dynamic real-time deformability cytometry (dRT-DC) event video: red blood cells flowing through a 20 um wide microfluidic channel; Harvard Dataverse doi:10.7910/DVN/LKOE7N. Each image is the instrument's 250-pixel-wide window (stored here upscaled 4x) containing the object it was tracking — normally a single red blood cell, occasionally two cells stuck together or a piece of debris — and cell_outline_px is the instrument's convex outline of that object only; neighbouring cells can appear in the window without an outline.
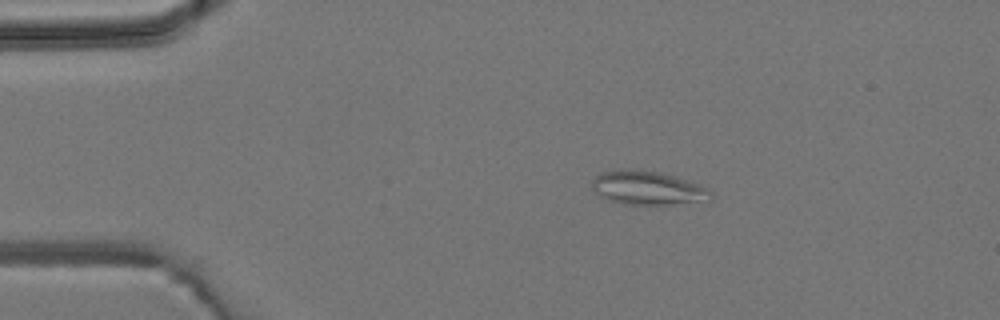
{"species": "common noctule bat (a hibernating species)", "species_latin": "Nyctalus noctula", "temperature_condition": "room temperature", "stored_images_in_passage": 4, "camera_frame_rate_fps": 3000, "um_per_image_px": 0.085, "animal": {"sex": "male", "body_mass_g": 19.2, "forearm_length_mm": 51.8}, "frame": {"image": 1, "passage_image": 1, "time_ms": 0.0, "image_size_px": [1000, 320], "cell_outline_px": [[712, 200], [672, 204], [624, 204], [608, 200], [600, 196], [592, 188], [592, 180], [600, 172], [628, 168], [660, 172], [676, 176], [708, 188], [712, 192]], "centroid_in_image_um": [55.05, 15.97], "position_along_channel_um": 30.0, "area_um2": 23.47}}
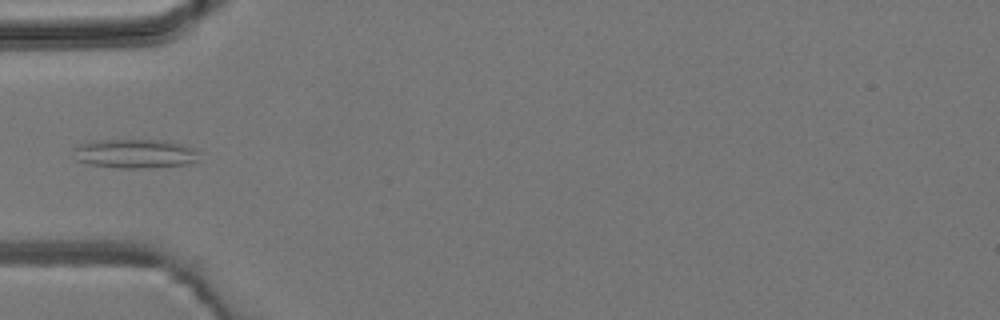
{"frame": {"image": 2, "passage_image": 3, "time_ms": 2.333, "image_size_px": [1000, 320], "cell_outline_px": [[200, 152], [196, 160], [188, 164], [152, 168], [120, 168], [88, 164], [76, 160], [72, 148], [80, 144], [96, 140], [164, 140], [180, 144], [192, 148]], "centroid_in_image_um": [11.45, 13.06], "position_along_channel_um": 73.6, "area_um2": 21.39}}